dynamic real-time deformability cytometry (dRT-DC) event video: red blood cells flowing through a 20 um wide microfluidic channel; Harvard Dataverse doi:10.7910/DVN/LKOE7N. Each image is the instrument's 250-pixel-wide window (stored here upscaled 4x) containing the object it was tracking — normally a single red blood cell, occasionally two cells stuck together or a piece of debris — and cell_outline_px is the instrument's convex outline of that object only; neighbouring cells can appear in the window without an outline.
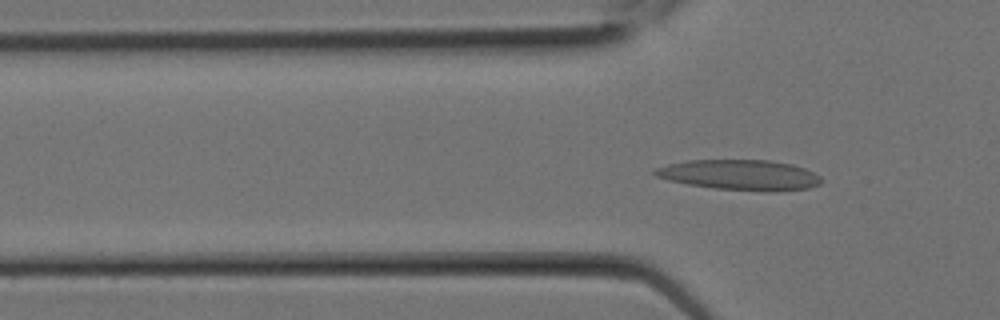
{"species": "Egyptian fruit bat (a non-hibernating species)", "species_latin": "Rousettus aegyptiacus", "temperature_condition": "room temperature", "stored_images_in_passage": 2, "camera_frame_rate_fps": 3000, "um_per_image_px": 0.085, "animal": {"sex": "female"}, "frame": {"image": 1, "passage_image": 2, "time_ms": 0.333, "image_size_px": [1000, 320], "cell_outline_px": [[824, 180], [820, 184], [808, 188], [776, 192], [772, 192], [716, 188], [688, 184], [668, 180], [656, 176], [652, 172], [656, 168], [668, 164], [688, 160], [768, 160], [792, 164], [804, 168], [820, 176]], "centroid_in_image_um": [62.93, 14.87], "position_along_channel_um": 62.9, "area_um2": 29.42}}